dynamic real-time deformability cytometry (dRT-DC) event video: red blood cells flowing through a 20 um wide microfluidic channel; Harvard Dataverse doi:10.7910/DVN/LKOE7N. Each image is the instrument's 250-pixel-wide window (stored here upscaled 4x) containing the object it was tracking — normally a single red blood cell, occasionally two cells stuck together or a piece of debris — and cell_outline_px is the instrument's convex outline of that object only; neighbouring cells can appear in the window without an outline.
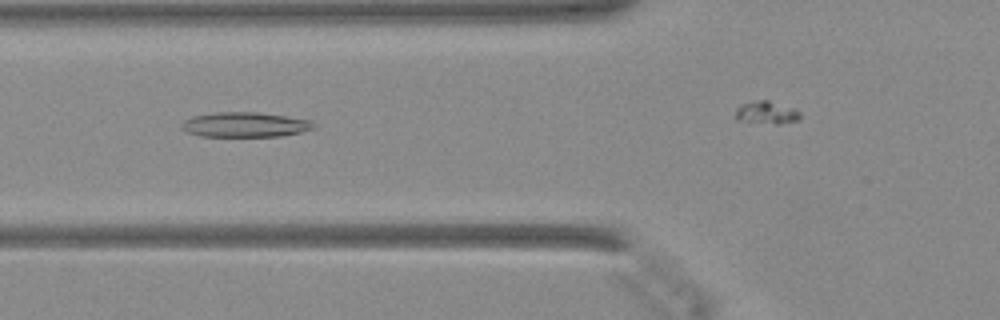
{"species": "Egyptian fruit bat (a non-hibernating species)", "species_latin": "Rousettus aegyptiacus", "temperature_condition": "warm", "stored_images_in_passage": 34, "camera_frame_rate_fps": 3000, "um_per_image_px": 0.085, "animal": {"sex": "female"}, "frame": {"image": 1, "passage_image": 13, "time_ms": 4.0, "image_size_px": [1000, 320], "cell_outline_px": [[316, 128], [300, 132], [280, 136], [200, 136], [184, 132], [180, 128], [180, 124], [184, 120], [192, 116], [212, 112], [256, 112], [312, 120], [316, 124]], "centroid_in_image_um": [20.78, 10.59], "position_along_channel_um": 105.0, "area_um2": 19.36}}
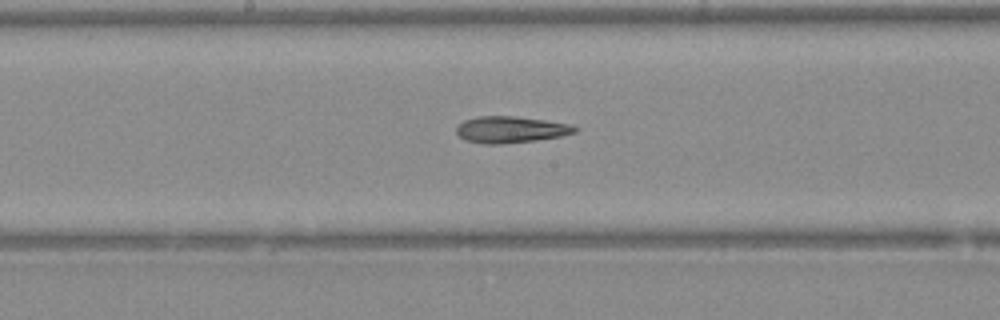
{"frame": {"image": 2, "passage_image": 20, "time_ms": 6.333, "image_size_px": [1000, 320], "cell_outline_px": [[580, 128], [576, 132], [564, 136], [536, 140], [500, 144], [484, 144], [464, 140], [456, 132], [456, 128], [464, 120], [476, 116], [512, 116], [544, 120], [572, 124]], "centroid_in_image_um": [43.44, 11.02], "position_along_channel_um": 204.8, "area_um2": 18.44}}
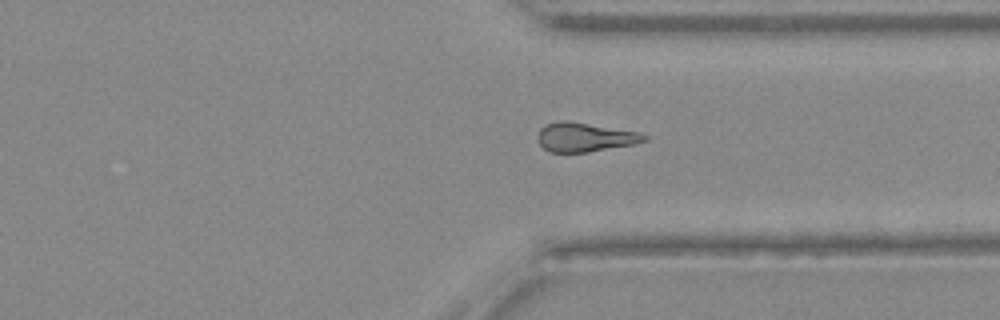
{"frame": {"image": 3, "passage_image": 31, "time_ms": 10.0, "image_size_px": [1000, 320], "cell_outline_px": [[648, 140], [632, 144], [588, 152], [548, 152], [540, 144], [536, 136], [540, 128], [544, 124], [560, 120], [568, 120], [640, 132], [648, 136]], "centroid_in_image_um": [49.68, 11.64], "position_along_channel_um": 361.7, "area_um2": 18.21}}